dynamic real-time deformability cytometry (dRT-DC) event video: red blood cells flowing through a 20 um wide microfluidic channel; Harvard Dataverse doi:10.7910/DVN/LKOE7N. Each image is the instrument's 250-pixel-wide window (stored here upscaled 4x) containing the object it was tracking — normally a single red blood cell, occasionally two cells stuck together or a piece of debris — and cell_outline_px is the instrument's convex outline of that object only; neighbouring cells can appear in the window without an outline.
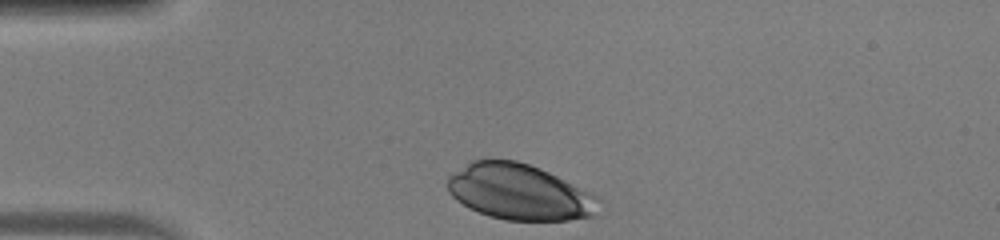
{"species": "human", "species_latin": "Homo sapiens", "temperature_condition": "warm", "stored_images_in_passage": 30, "camera_frame_rate_fps": 3000, "um_per_image_px": 0.085, "donor": {"sex": "male"}, "frame": {"image": 1, "passage_image": 1, "time_ms": 0.0, "image_size_px": [1000, 240], "cell_outline_px": [[600, 200], [592, 216], [568, 220], [504, 220], [488, 216], [456, 200], [448, 192], [448, 176], [472, 160], [516, 160], [540, 168], [596, 196]], "centroid_in_image_um": [44.11, 16.33], "position_along_channel_um": 40.9, "area_um2": 48.38}}
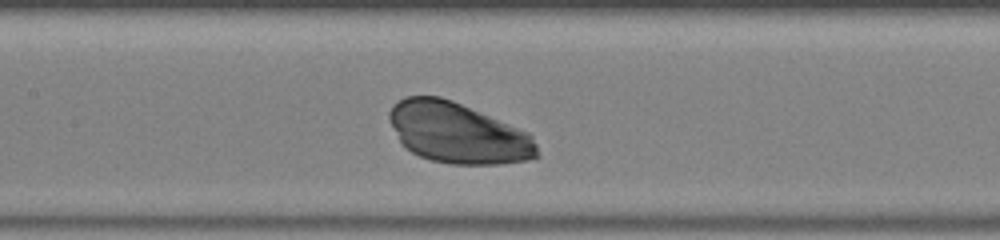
{"frame": {"image": 2, "passage_image": 13, "time_ms": 4.0, "image_size_px": [1000, 240], "cell_outline_px": [[540, 156], [528, 160], [500, 164], [452, 164], [432, 160], [420, 156], [412, 152], [400, 144], [388, 120], [388, 112], [392, 104], [404, 96], [440, 96], [452, 100], [528, 132], [532, 136], [536, 144]], "centroid_in_image_um": [38.88, 11.3], "position_along_channel_um": 168.5, "area_um2": 52.42}}
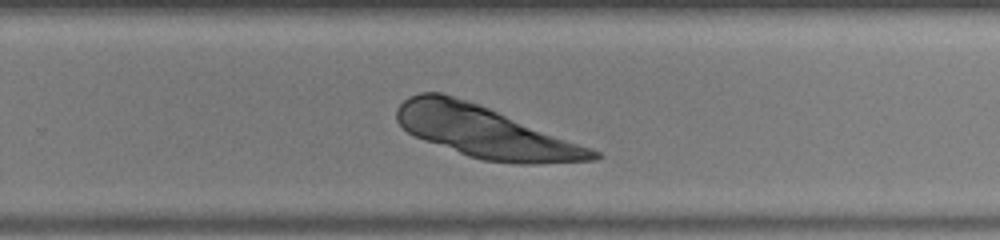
{"frame": {"image": 3, "passage_image": 22, "time_ms": 7.0, "image_size_px": [1000, 240], "cell_outline_px": [[600, 156], [596, 160], [532, 164], [520, 164], [484, 160], [468, 156], [424, 140], [408, 132], [396, 120], [396, 108], [408, 96], [420, 92], [440, 92], [480, 104], [592, 148], [600, 152]], "centroid_in_image_um": [41.23, 11.21], "position_along_channel_um": 288.6, "area_um2": 58.55}}